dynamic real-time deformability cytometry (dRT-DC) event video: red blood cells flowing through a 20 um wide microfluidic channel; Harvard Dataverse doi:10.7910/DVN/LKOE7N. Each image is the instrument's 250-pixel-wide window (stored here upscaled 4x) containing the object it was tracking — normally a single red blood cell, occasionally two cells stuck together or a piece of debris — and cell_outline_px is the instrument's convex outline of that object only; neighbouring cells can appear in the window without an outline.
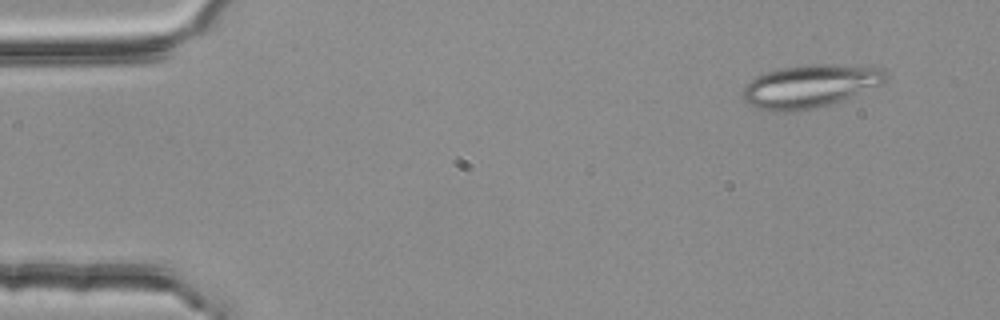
{"species": "common noctule bat (a hibernating species)", "species_latin": "Nyctalus noctula", "temperature_condition": "room temperature", "stored_images_in_passage": 6, "camera_frame_rate_fps": 3000, "um_per_image_px": 0.085, "animal": {"sex": "female", "body_mass_g": 25.1}, "frame": {"image": 1, "passage_image": 1, "time_ms": 0.0, "image_size_px": [1000, 320], "cell_outline_px": [[888, 80], [884, 84], [840, 100], [828, 104], [812, 108], [776, 112], [772, 112], [756, 108], [744, 100], [740, 96], [740, 92], [744, 84], [756, 76], [780, 68], [812, 64], [832, 64], [880, 68], [888, 72]], "centroid_in_image_um": [68.82, 7.31], "position_along_channel_um": 16.2, "area_um2": 35.72}}
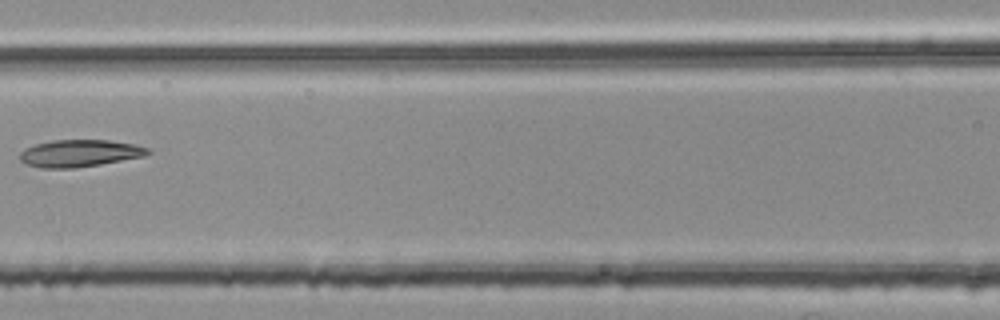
{"frame": {"image": 2, "passage_image": 6, "time_ms": 1.667, "image_size_px": [1000, 320], "cell_outline_px": [[152, 152], [144, 156], [100, 164], [76, 168], [40, 168], [28, 164], [20, 160], [20, 152], [24, 148], [36, 144], [52, 140], [108, 140], [132, 144], [148, 148]], "centroid_in_image_um": [6.74, 13.03], "position_along_channel_um": 159.9, "area_um2": 20.11}}